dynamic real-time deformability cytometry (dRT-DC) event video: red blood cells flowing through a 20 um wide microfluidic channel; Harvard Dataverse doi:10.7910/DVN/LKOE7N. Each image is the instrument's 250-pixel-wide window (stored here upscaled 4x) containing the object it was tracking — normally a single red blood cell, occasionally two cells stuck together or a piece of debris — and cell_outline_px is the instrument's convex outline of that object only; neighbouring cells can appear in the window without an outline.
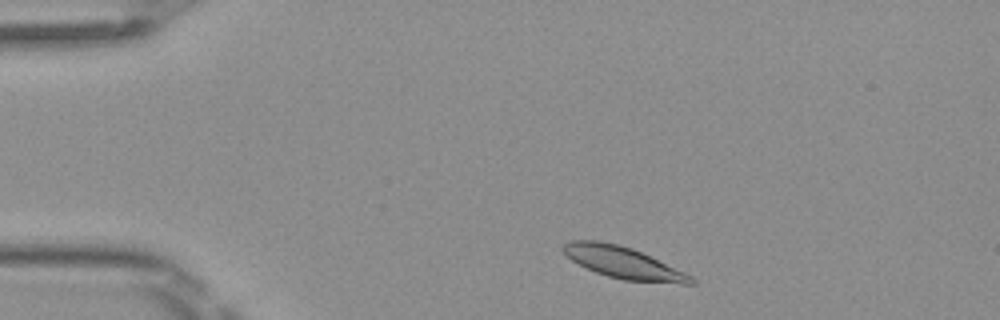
{"species": "Egyptian fruit bat (a non-hibernating species)", "species_latin": "Rousettus aegyptiacus", "temperature_condition": "room temperature", "stored_images_in_passage": 2, "camera_frame_rate_fps": 3000, "um_per_image_px": 0.085, "frame": {"image": 1, "passage_image": 1, "time_ms": 0.0, "image_size_px": [1000, 320], "cell_outline_px": [[696, 284], [684, 284], [624, 280], [608, 276], [596, 272], [572, 260], [560, 248], [568, 240], [600, 240], [620, 244], [632, 248], [684, 272], [692, 276], [696, 280]], "centroid_in_image_um": [52.97, 22.31], "position_along_channel_um": 32.0, "area_um2": 23.47}}